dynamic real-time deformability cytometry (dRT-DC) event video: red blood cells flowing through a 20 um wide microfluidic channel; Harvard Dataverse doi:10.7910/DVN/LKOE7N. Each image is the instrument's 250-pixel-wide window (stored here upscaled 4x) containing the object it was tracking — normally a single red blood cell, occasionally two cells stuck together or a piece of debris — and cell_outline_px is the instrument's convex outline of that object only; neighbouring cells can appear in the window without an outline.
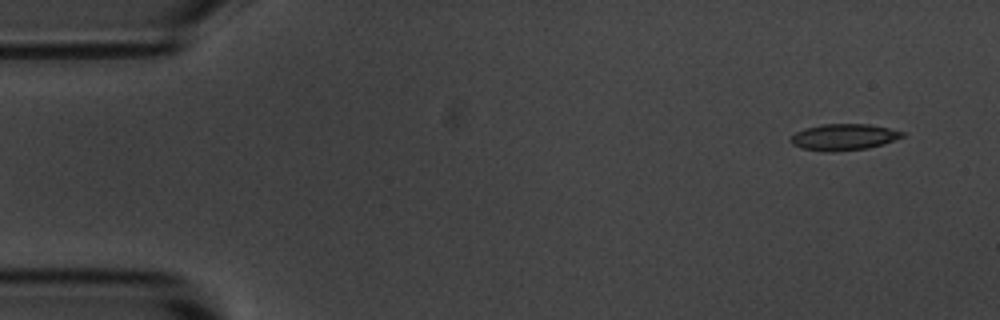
{"species": "common noctule bat (a hibernating species)", "species_latin": "Nyctalus noctula", "temperature_condition": "room temperature", "stored_images_in_passage": 9, "camera_frame_rate_fps": 3000, "um_per_image_px": 0.085, "animal": {"sex": "male", "body_mass_g": 20.1, "forearm_length_mm": 53.5}, "frame": {"image": 1, "passage_image": 1, "time_ms": 0.0, "image_size_px": [1000, 320], "cell_outline_px": [[904, 136], [884, 144], [868, 148], [832, 152], [828, 152], [800, 148], [792, 144], [788, 140], [796, 132], [804, 128], [820, 124], [868, 124], [888, 128], [904, 132]], "centroid_in_image_um": [71.68, 11.65], "position_along_channel_um": 13.3, "area_um2": 17.22}}
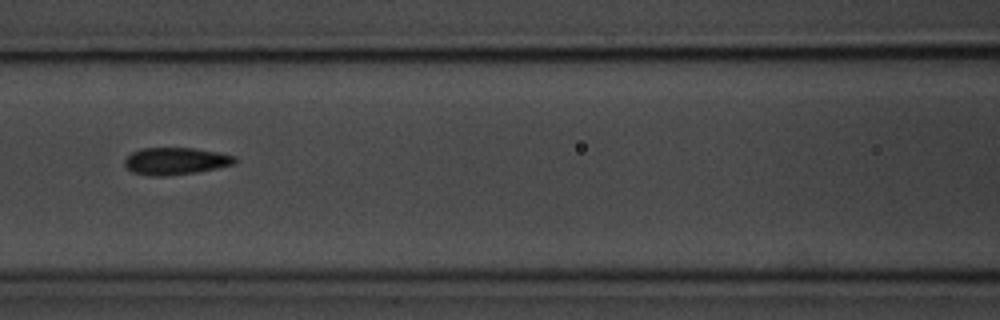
{"frame": {"image": 2, "passage_image": 7, "time_ms": 6.667, "image_size_px": [1000, 320], "cell_outline_px": [[236, 160], [232, 164], [216, 168], [196, 172], [164, 176], [148, 176], [132, 172], [124, 164], [124, 160], [132, 152], [140, 148], [192, 148], [216, 152], [236, 156]], "centroid_in_image_um": [14.88, 13.69], "position_along_channel_um": 151.7, "area_um2": 17.28}}
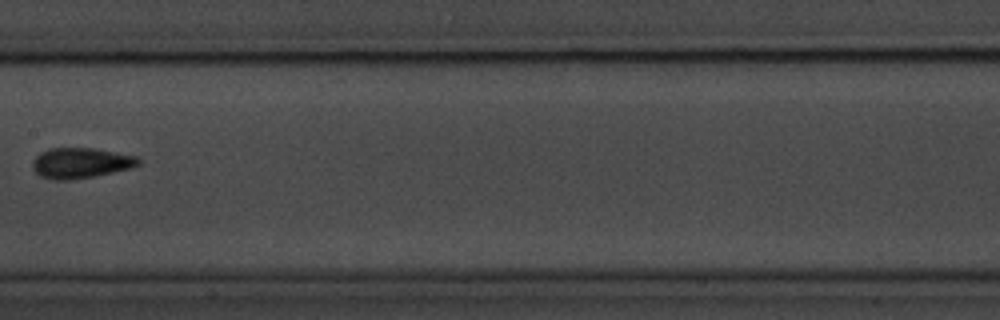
{"frame": {"image": 3, "passage_image": 8, "time_ms": 8.0, "image_size_px": [1000, 320], "cell_outline_px": [[140, 164], [132, 168], [92, 176], [68, 180], [52, 180], [40, 176], [32, 168], [32, 160], [40, 152], [48, 148], [92, 148], [136, 156], [140, 160]], "centroid_in_image_um": [6.82, 13.85], "position_along_channel_um": 200.6, "area_um2": 18.73}}